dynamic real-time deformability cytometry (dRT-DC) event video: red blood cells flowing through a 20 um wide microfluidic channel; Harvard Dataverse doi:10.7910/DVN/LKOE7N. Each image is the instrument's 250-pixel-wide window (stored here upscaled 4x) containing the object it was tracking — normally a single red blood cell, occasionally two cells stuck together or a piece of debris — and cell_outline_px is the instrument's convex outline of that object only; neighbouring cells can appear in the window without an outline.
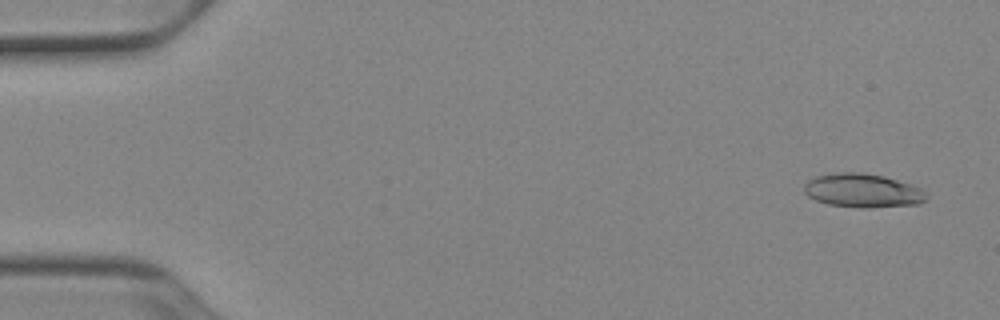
{"species": "Egyptian fruit bat (a non-hibernating species)", "species_latin": "Rousettus aegyptiacus", "temperature_condition": "cold", "stored_images_in_passage": 52, "camera_frame_rate_fps": 3000, "um_per_image_px": 0.085, "animal": {"sex": "female"}, "frame": {"image": 1, "passage_image": 3, "time_ms": 0.667, "image_size_px": [1000, 320], "cell_outline_px": [[928, 196], [920, 204], [872, 208], [864, 208], [828, 204], [816, 200], [808, 196], [804, 192], [804, 184], [808, 180], [816, 176], [836, 172], [860, 172], [884, 176], [912, 184], [924, 188]], "centroid_in_image_um": [73.37, 16.2], "position_along_channel_um": 11.6, "area_um2": 24.39}}
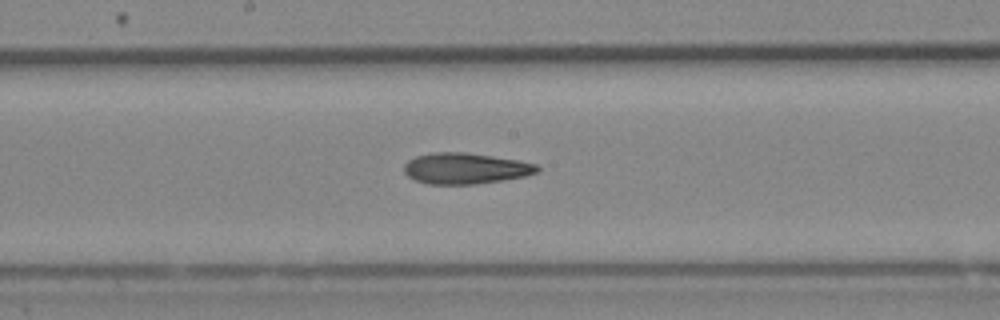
{"frame": {"image": 2, "passage_image": 28, "time_ms": 9.0, "image_size_px": [1000, 320], "cell_outline_px": [[540, 168], [536, 172], [524, 176], [476, 184], [428, 184], [416, 180], [408, 176], [404, 172], [404, 164], [408, 160], [416, 156], [432, 152], [464, 152], [520, 160], [536, 164]], "centroid_in_image_um": [39.53, 14.31], "position_along_channel_um": 208.7, "area_um2": 23.93}}
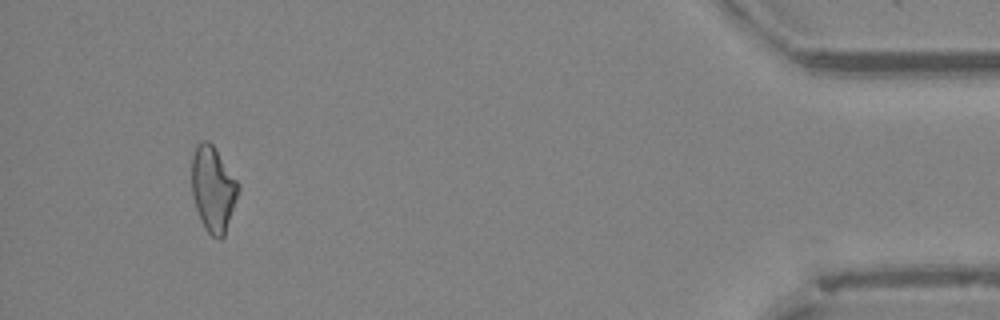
{"frame": {"image": 3, "passage_image": 49, "time_ms": 16.0, "image_size_px": [1000, 320], "cell_outline_px": [[240, 188], [224, 236], [220, 240], [216, 240], [204, 228], [200, 220], [192, 196], [192, 156], [196, 144], [200, 140], [208, 140], [212, 144], [240, 184]], "centroid_in_image_um": [18.1, 16.06], "position_along_channel_um": 417.1, "area_um2": 23.29}, "authors_computed_cell_mechanics": {"area_um2": 23.3512, "velocity_mm_per_s": 3.9234, "shape_relaxation_time_tau1_ms": null, "shape_relaxation_time_tau2_ms": 8.8482, "deformation_change_tau1": null, "deformation_change_tau2": 0.2307}}